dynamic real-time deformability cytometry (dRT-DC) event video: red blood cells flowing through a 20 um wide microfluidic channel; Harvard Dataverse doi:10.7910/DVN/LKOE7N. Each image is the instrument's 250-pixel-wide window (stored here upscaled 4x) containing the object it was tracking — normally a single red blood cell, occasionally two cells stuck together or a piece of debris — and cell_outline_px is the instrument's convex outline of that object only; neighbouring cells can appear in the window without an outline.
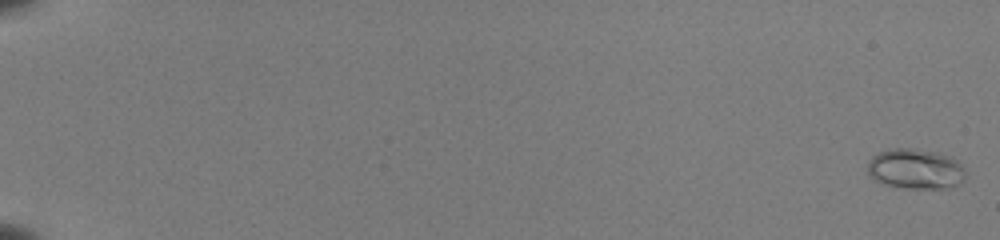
{"species": "common noctule bat (a hibernating species)", "species_latin": "Nyctalus noctula", "temperature_condition": "room temperature", "stored_images_in_passage": 55, "camera_frame_rate_fps": 3000, "um_per_image_px": 0.085, "animal": {"sex": "female", "body_mass_g": 22.0, "forearm_length_mm": 56.7}, "frame": {"image": 1, "passage_image": 2, "time_ms": 0.333, "image_size_px": [1000, 240], "cell_outline_px": [[964, 176], [960, 184], [944, 188], [904, 188], [884, 184], [868, 176], [868, 160], [872, 156], [888, 148], [916, 148], [936, 152], [952, 156], [964, 168]], "centroid_in_image_um": [77.79, 14.34], "position_along_channel_um": 7.2, "area_um2": 23.12}}
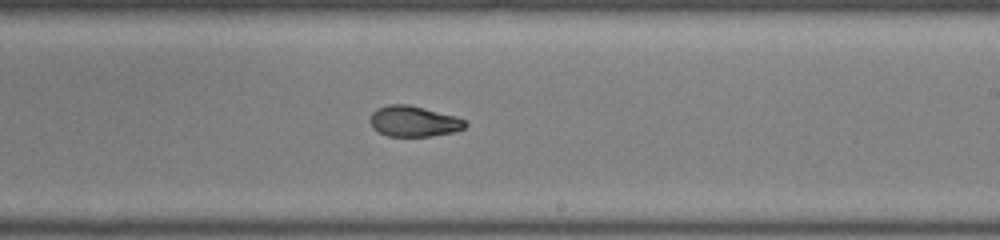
{"frame": {"image": 2, "passage_image": 37, "time_ms": 12.0, "image_size_px": [1000, 240], "cell_outline_px": [[468, 124], [464, 128], [452, 132], [432, 136], [388, 136], [372, 128], [368, 120], [372, 112], [376, 108], [388, 104], [408, 104], [456, 116], [464, 120]], "centroid_in_image_um": [35.13, 10.3], "position_along_channel_um": 253.9, "area_um2": 17.11}}
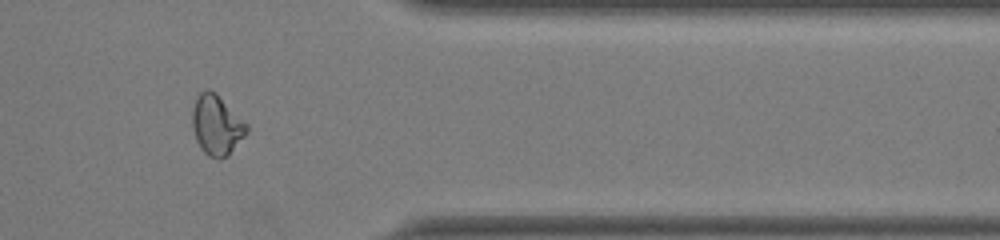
{"frame": {"image": 3, "passage_image": 48, "time_ms": 15.667, "image_size_px": [1000, 240], "cell_outline_px": [[248, 132], [228, 156], [220, 160], [208, 156], [200, 148], [196, 140], [192, 124], [192, 108], [196, 96], [200, 92], [208, 88], [216, 92], [248, 124]], "centroid_in_image_um": [18.41, 10.62], "position_along_channel_um": 393.0, "area_um2": 19.36}, "authors_computed_cell_mechanics": {"area_um2": 18.0336, "velocity_mm_per_s": 3.984, "shape_relaxation_time_tau1_ms": 7.268, "shape_relaxation_time_tau2_ms": 1.914, "deformation_change_tau1": 0.2372, "deformation_change_tau2": 0.0677}}